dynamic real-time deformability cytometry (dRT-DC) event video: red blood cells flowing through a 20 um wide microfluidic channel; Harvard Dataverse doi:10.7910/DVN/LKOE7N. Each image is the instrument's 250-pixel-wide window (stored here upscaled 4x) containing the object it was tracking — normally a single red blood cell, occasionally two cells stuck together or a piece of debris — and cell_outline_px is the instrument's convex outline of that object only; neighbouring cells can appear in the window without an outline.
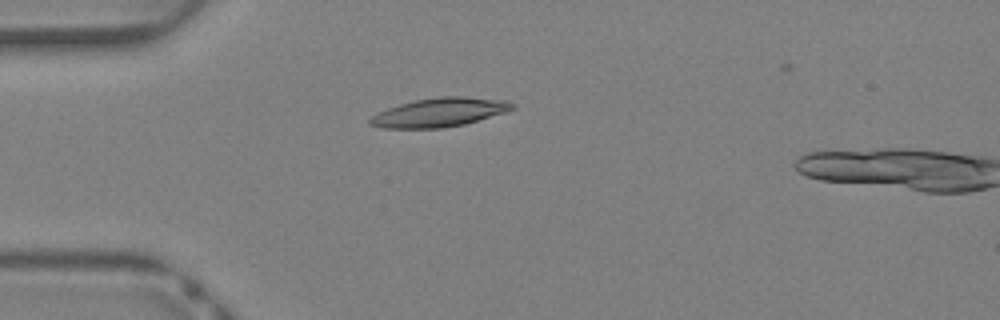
{"species": "Egyptian fruit bat (a non-hibernating species)", "species_latin": "Rousettus aegyptiacus", "temperature_condition": "warm", "stored_images_in_passage": 27, "camera_frame_rate_fps": 3000, "um_per_image_px": 0.085, "animal": {"sex": "female"}, "frame": {"image": 1, "passage_image": 1, "time_ms": 0.0, "image_size_px": [1000, 320], "cell_outline_px": [[516, 108], [504, 112], [464, 124], [444, 128], [384, 128], [368, 124], [368, 120], [372, 116], [388, 108], [400, 104], [416, 100], [440, 96], [464, 96], [504, 100], [516, 104]], "centroid_in_image_um": [37.36, 9.55], "position_along_channel_um": 47.6, "area_um2": 23.76}}
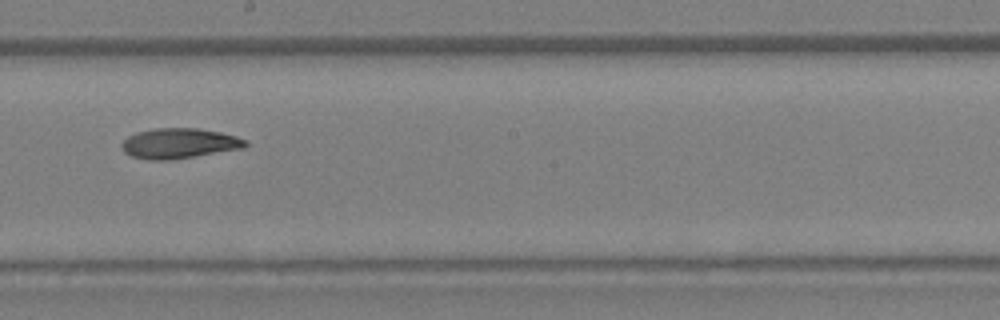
{"frame": {"image": 2, "passage_image": 13, "time_ms": 4.0, "image_size_px": [1000, 320], "cell_outline_px": [[248, 144], [244, 148], [168, 160], [148, 160], [132, 156], [124, 152], [120, 148], [120, 144], [128, 136], [136, 132], [152, 128], [196, 128], [220, 132], [236, 136], [248, 140]], "centroid_in_image_um": [15.2, 12.18], "position_along_channel_um": 233.0, "area_um2": 21.85}}
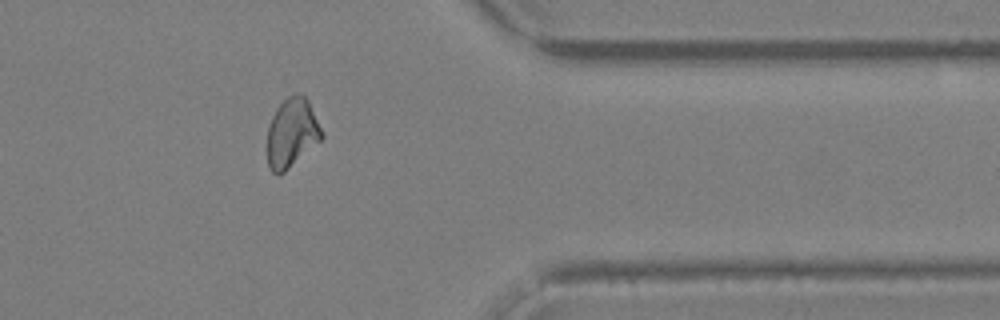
{"frame": {"image": 3, "passage_image": 23, "time_ms": 7.333, "image_size_px": [1000, 320], "cell_outline_px": [[324, 136], [320, 140], [284, 172], [276, 176], [268, 168], [268, 124], [276, 108], [288, 96], [304, 96], [308, 100], [324, 132]], "centroid_in_image_um": [24.8, 11.32], "position_along_channel_um": 386.6, "area_um2": 21.68}}